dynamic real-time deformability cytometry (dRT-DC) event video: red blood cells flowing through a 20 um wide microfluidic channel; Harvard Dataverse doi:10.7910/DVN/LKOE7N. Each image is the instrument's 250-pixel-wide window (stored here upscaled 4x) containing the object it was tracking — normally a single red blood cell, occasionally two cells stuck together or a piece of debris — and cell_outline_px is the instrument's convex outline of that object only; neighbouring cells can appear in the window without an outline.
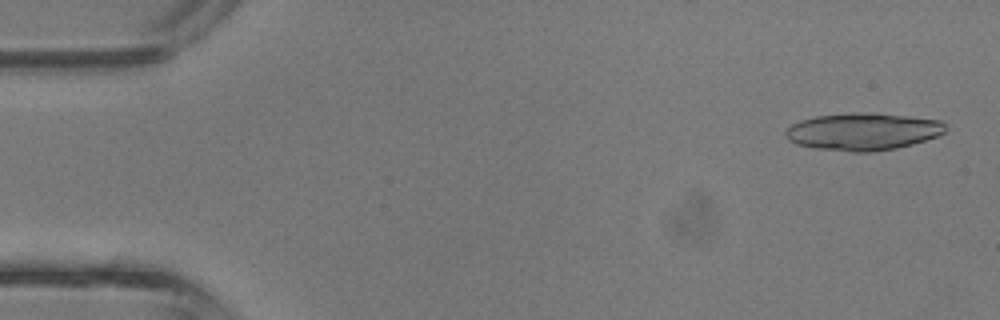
{"species": "common noctule bat (a hibernating species)", "species_latin": "Nyctalus noctula", "temperature_condition": "room temperature", "stored_images_in_passage": 5, "camera_frame_rate_fps": 3000, "um_per_image_px": 0.085, "animal": {"sex": "male", "body_mass_g": 13.3}, "frame": {"image": 1, "passage_image": 1, "time_ms": 0.0, "image_size_px": [1000, 320], "cell_outline_px": [[944, 132], [936, 136], [912, 144], [896, 148], [872, 152], [852, 152], [816, 148], [796, 144], [788, 140], [784, 136], [784, 132], [792, 124], [800, 120], [816, 116], [848, 112], [860, 112], [908, 116], [940, 120], [944, 124]], "centroid_in_image_um": [73.29, 11.18], "position_along_channel_um": 11.7, "area_um2": 34.68}}
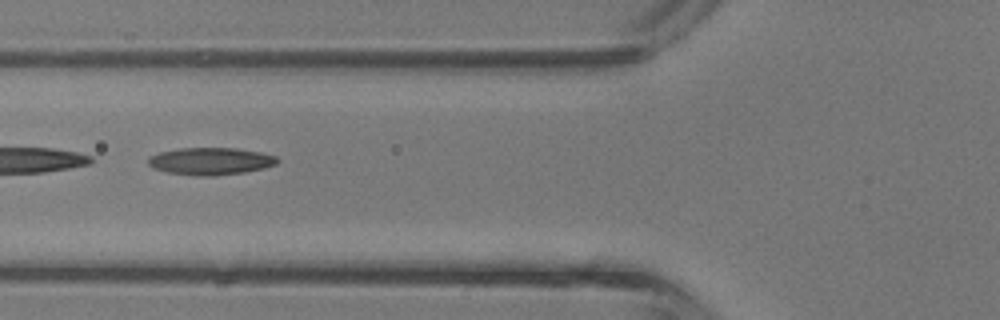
{"frame": {"image": 2, "passage_image": 5, "time_ms": 1.333, "image_size_px": [1000, 320], "cell_outline_px": [[280, 160], [276, 164], [264, 168], [244, 172], [216, 176], [196, 176], [168, 172], [152, 168], [148, 164], [148, 156], [160, 152], [180, 148], [236, 148], [260, 152], [276, 156]], "centroid_in_image_um": [17.89, 13.7], "position_along_channel_um": 107.9, "area_um2": 20.63}}